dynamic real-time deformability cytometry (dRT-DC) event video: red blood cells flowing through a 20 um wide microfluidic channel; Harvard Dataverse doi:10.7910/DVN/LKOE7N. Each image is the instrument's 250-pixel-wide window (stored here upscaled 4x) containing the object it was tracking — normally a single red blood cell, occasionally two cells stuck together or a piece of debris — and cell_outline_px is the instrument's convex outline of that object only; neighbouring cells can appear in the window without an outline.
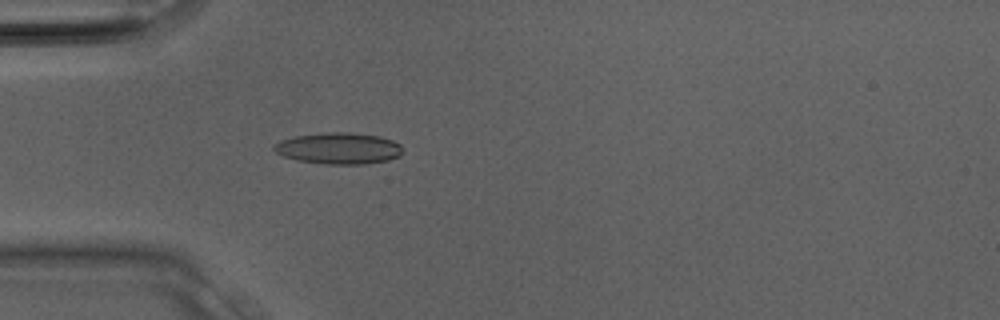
{"species": "Egyptian fruit bat (a non-hibernating species)", "species_latin": "Rousettus aegyptiacus", "temperature_condition": "room temperature", "stored_images_in_passage": 16, "camera_frame_rate_fps": 3000, "um_per_image_px": 0.085, "animal": {"sex": "male"}, "frame": {"image": 1, "passage_image": 10, "time_ms": 3.0, "image_size_px": [1000, 320], "cell_outline_px": [[404, 152], [400, 156], [388, 160], [364, 164], [324, 164], [296, 160], [284, 156], [276, 152], [272, 148], [272, 144], [280, 140], [296, 136], [328, 132], [352, 132], [380, 136], [392, 140], [400, 144], [404, 148]], "centroid_in_image_um": [28.81, 12.61], "position_along_channel_um": 56.2, "area_um2": 23.81}}
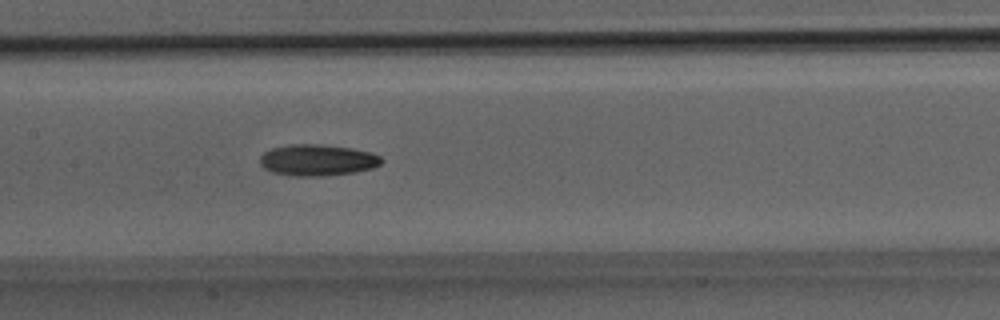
{"frame": {"image": 2, "passage_image": 16, "time_ms": 5.0, "image_size_px": [1000, 320], "cell_outline_px": [[384, 160], [380, 164], [372, 168], [356, 172], [324, 176], [288, 176], [272, 172], [264, 168], [260, 164], [260, 156], [264, 152], [272, 148], [292, 144], [320, 144], [352, 148], [372, 152], [380, 156]], "centroid_in_image_um": [26.99, 13.61], "position_along_channel_um": 180.4, "area_um2": 22.43}}